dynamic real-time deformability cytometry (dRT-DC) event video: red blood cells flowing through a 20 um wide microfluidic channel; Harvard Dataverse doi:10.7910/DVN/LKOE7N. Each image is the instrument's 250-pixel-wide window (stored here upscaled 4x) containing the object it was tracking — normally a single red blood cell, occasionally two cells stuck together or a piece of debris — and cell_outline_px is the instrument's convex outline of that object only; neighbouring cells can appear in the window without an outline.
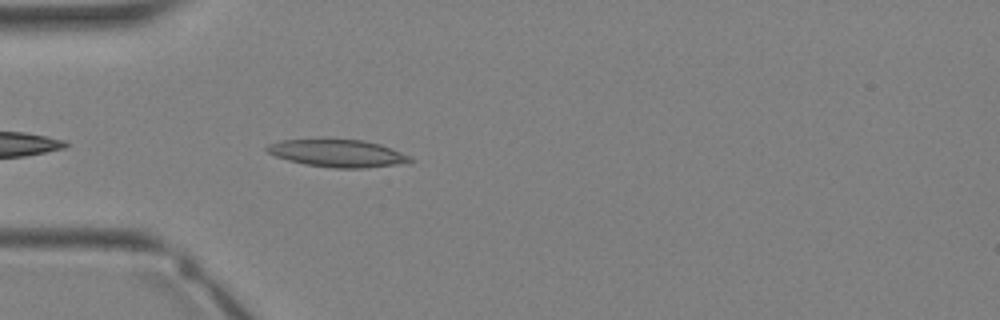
{"species": "Egyptian fruit bat (a non-hibernating species)", "species_latin": "Rousettus aegyptiacus", "temperature_condition": "warm", "stored_images_in_passage": 31, "camera_frame_rate_fps": 3000, "um_per_image_px": 0.085, "animal": {"sex": "female"}, "frame": {"image": 1, "passage_image": 9, "time_ms": 2.667, "image_size_px": [1000, 320], "cell_outline_px": [[416, 160], [392, 164], [364, 168], [336, 168], [304, 164], [288, 160], [276, 156], [268, 152], [264, 148], [268, 144], [280, 140], [364, 140], [380, 144], [400, 152]], "centroid_in_image_um": [28.64, 13.03], "position_along_channel_um": 56.4, "area_um2": 22.37}}
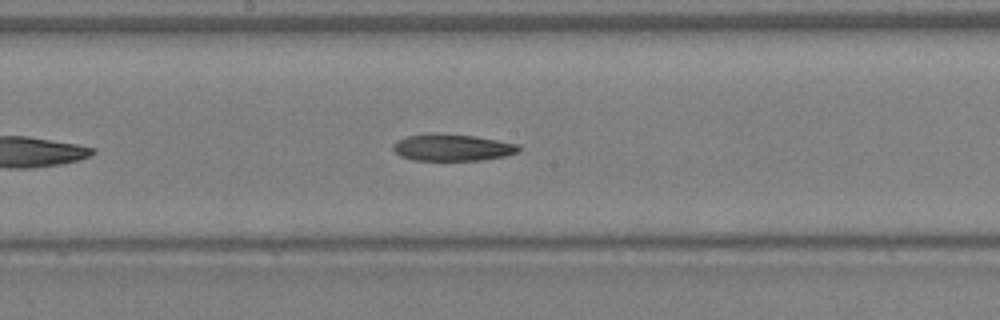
{"frame": {"image": 2, "passage_image": 17, "time_ms": 5.333, "image_size_px": [1000, 320], "cell_outline_px": [[520, 152], [508, 156], [480, 160], [412, 160], [400, 156], [392, 148], [392, 144], [396, 140], [404, 136], [424, 132], [440, 132], [476, 136], [520, 144]], "centroid_in_image_um": [38.42, 12.51], "position_along_channel_um": 209.8, "area_um2": 20.35}}
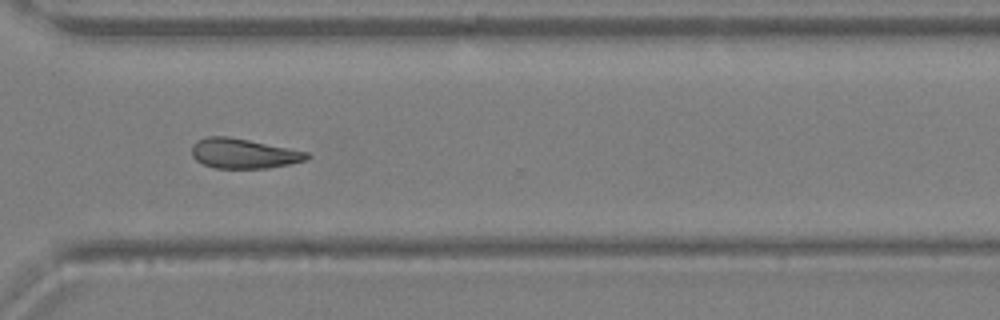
{"frame": {"image": 3, "passage_image": 24, "time_ms": 7.667, "image_size_px": [1000, 320], "cell_outline_px": [[312, 156], [304, 160], [288, 164], [268, 168], [216, 168], [204, 164], [196, 160], [192, 156], [192, 144], [196, 140], [208, 136], [228, 136], [308, 152]], "centroid_in_image_um": [20.67, 13.04], "position_along_channel_um": 349.9, "area_um2": 19.88}}